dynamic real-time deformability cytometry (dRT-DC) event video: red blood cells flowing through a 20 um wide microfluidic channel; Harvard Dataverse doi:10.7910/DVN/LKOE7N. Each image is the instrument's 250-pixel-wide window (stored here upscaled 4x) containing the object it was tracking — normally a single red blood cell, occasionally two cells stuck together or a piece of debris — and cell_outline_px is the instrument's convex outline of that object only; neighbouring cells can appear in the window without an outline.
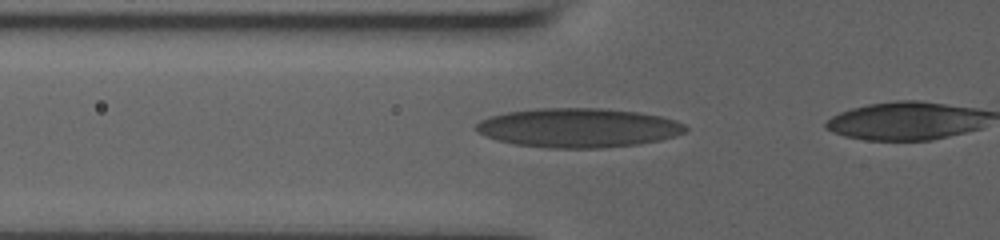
{"species": "human", "species_latin": "Homo sapiens", "temperature_condition": "room temperature", "stored_images_in_passage": 8, "camera_frame_rate_fps": 3000, "um_per_image_px": 0.085, "donor": {"sex": "male"}, "frame": {"image": 1, "passage_image": 3, "time_ms": 0.333, "image_size_px": [1000, 240], "cell_outline_px": [[688, 128], [684, 132], [660, 140], [636, 144], [600, 148], [548, 148], [516, 144], [496, 140], [480, 132], [476, 128], [476, 124], [480, 120], [492, 116], [508, 112], [536, 108], [600, 108], [636, 112], [660, 116], [676, 120], [684, 124]], "centroid_in_image_um": [49.16, 10.86], "position_along_channel_um": 76.6, "area_um2": 47.45}}